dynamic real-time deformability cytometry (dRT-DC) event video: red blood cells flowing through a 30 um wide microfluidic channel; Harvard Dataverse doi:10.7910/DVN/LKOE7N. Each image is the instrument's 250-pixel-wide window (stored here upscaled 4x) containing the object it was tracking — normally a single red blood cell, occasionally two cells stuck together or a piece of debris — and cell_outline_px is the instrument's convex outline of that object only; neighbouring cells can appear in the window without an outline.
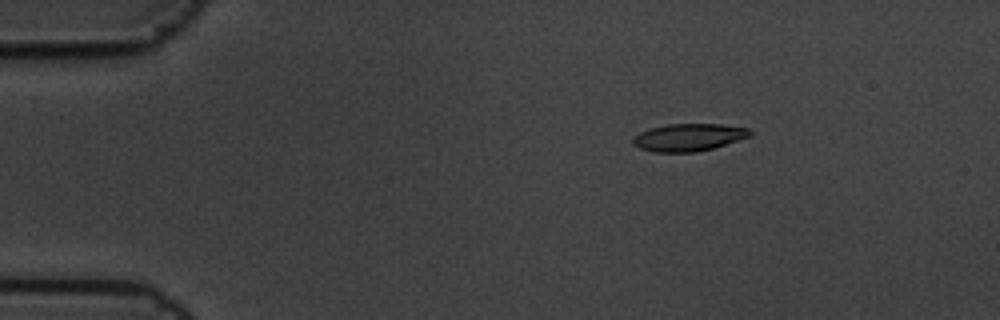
{"species": "common noctule bat (a hibernating species)", "species_latin": "Nyctalus noctula", "temperature_condition": "cold", "stored_images_in_passage": 3, "camera_frame_rate_fps": 3000, "um_per_image_px": 0.085, "animal": {"sex": "male", "body_mass_g": 19.5, "forearm_length_mm": 54.6}, "frame": {"image": 1, "passage_image": 1, "time_ms": 0.0, "image_size_px": [1000, 320], "cell_outline_px": [[752, 136], [712, 148], [696, 152], [656, 152], [640, 148], [632, 144], [632, 136], [648, 128], [668, 124], [720, 124], [748, 128], [752, 132]], "centroid_in_image_um": [58.51, 11.67], "position_along_channel_um": 26.5, "area_um2": 18.79}}